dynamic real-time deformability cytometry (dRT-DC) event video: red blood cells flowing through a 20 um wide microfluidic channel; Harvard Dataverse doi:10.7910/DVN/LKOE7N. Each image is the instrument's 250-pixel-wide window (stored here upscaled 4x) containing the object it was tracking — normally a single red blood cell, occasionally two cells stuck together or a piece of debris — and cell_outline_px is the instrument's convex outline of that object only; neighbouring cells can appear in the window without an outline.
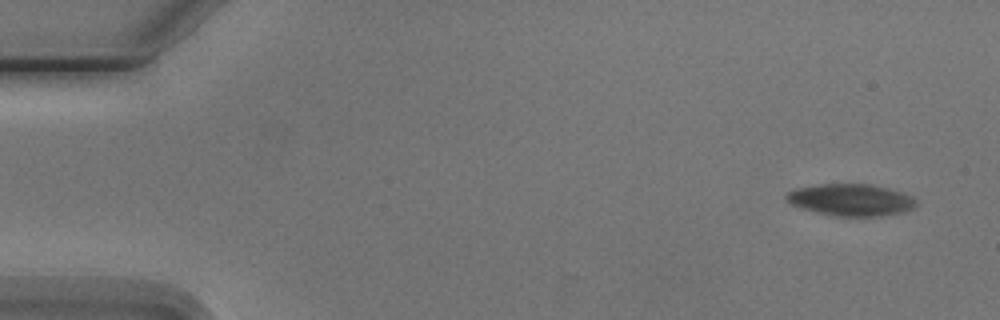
{"species": "Egyptian fruit bat (a non-hibernating species)", "species_latin": "Rousettus aegyptiacus", "temperature_condition": "cold", "stored_images_in_passage": 7, "camera_frame_rate_fps": 3000, "um_per_image_px": 0.085, "animal": {"sex": "male"}, "frame": {"image": 1, "passage_image": 1, "time_ms": 0.0, "image_size_px": [1000, 320], "cell_outline_px": [[916, 204], [912, 208], [904, 212], [880, 216], [836, 216], [804, 208], [792, 204], [784, 196], [788, 192], [796, 188], [820, 184], [872, 184], [888, 188], [912, 196], [916, 200]], "centroid_in_image_um": [72.36, 16.98], "position_along_channel_um": 12.6, "area_um2": 23.81}}
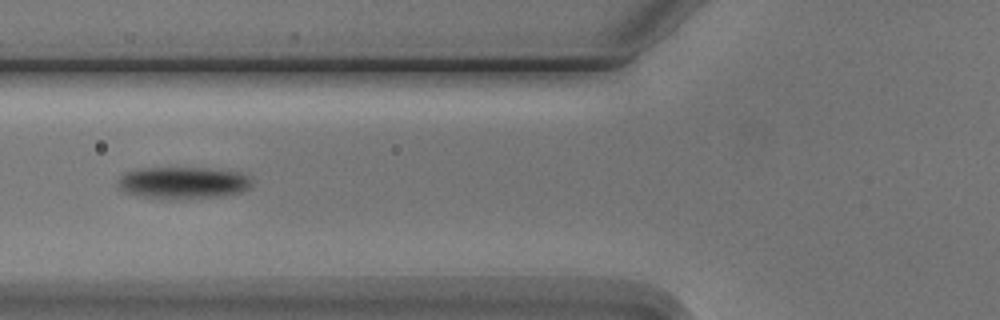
{"frame": {"image": 2, "passage_image": 6, "time_ms": 6.0, "image_size_px": [1000, 320], "cell_outline_px": [[252, 188], [240, 192], [224, 196], [180, 200], [160, 200], [136, 196], [124, 192], [116, 184], [116, 180], [124, 172], [140, 168], [204, 168], [240, 172], [252, 176]], "centroid_in_image_um": [15.54, 15.56], "position_along_channel_um": 110.3, "area_um2": 25.95}}
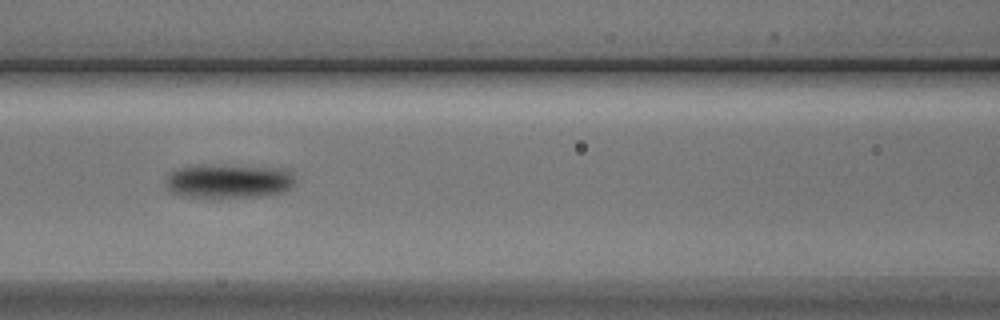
{"frame": {"image": 3, "passage_image": 7, "time_ms": 7.0, "image_size_px": [1000, 320], "cell_outline_px": [[296, 184], [292, 188], [284, 192], [272, 196], [220, 200], [216, 200], [184, 196], [168, 192], [164, 180], [168, 172], [180, 168], [272, 168], [288, 172], [296, 180]], "centroid_in_image_um": [19.42, 15.53], "position_along_channel_um": 147.2, "area_um2": 25.61}}